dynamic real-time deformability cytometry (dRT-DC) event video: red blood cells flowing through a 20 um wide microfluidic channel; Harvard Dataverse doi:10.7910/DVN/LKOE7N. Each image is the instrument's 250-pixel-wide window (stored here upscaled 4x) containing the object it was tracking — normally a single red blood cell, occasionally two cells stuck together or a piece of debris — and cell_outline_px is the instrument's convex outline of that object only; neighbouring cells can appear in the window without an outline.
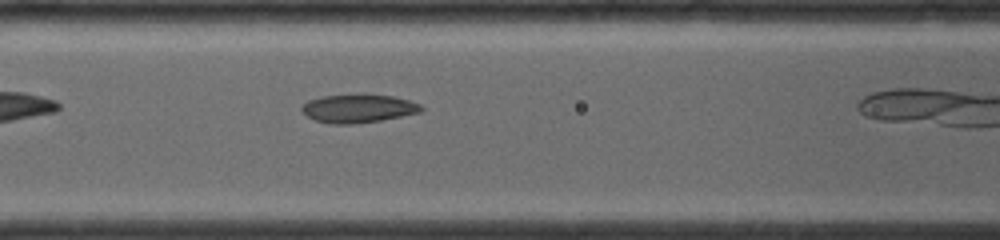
{"species": "common noctule bat (a hibernating species)", "species_latin": "Nyctalus noctula", "temperature_condition": "room temperature", "stored_images_in_passage": 13, "camera_frame_rate_fps": 4000, "um_per_image_px": 0.085, "animal": {"sex": "female", "body_mass_g": 19.0, "forearm_length_mm": 56.7}, "frame": {"image": 1, "passage_image": 3, "time_ms": 1.5, "image_size_px": [1000, 240], "cell_outline_px": [[424, 108], [420, 112], [380, 120], [352, 124], [332, 124], [316, 120], [300, 112], [300, 108], [308, 100], [320, 96], [364, 92], [392, 96], [408, 100], [420, 104]], "centroid_in_image_um": [30.41, 9.18], "position_along_channel_um": 136.2, "area_um2": 20.17}}
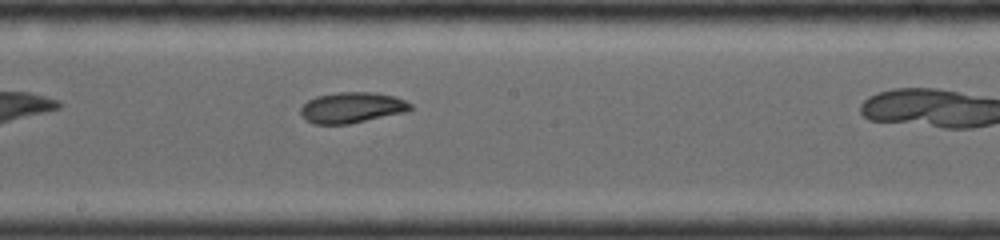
{"frame": {"image": 2, "passage_image": 6, "time_ms": 3.5, "image_size_px": [1000, 240], "cell_outline_px": [[412, 108], [408, 112], [348, 124], [312, 124], [300, 112], [300, 108], [308, 100], [316, 96], [336, 92], [376, 92], [396, 96], [412, 104]], "centroid_in_image_um": [29.95, 9.13], "position_along_channel_um": 218.2, "area_um2": 19.83}}